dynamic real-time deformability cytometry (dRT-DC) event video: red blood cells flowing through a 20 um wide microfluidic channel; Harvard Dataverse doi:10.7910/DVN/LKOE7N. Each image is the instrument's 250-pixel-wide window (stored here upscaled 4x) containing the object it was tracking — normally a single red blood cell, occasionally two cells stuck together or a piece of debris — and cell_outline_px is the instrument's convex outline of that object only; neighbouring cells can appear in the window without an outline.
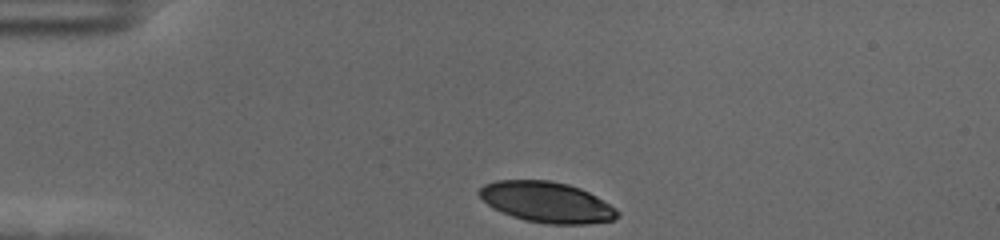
{"species": "human", "species_latin": "Homo sapiens", "temperature_condition": "cold", "stored_images_in_passage": 36, "camera_frame_rate_fps": 3000, "um_per_image_px": 0.085, "donor": {"sex": "female"}, "frame": {"image": 1, "passage_image": 1, "time_ms": 0.0, "image_size_px": [1000, 240], "cell_outline_px": [[620, 216], [612, 220], [588, 224], [548, 224], [524, 220], [512, 216], [492, 208], [476, 192], [484, 184], [496, 180], [548, 180], [568, 184], [580, 188], [596, 196], [616, 208], [620, 212]], "centroid_in_image_um": [46.48, 17.18], "position_along_channel_um": 38.5, "area_um2": 32.83}}
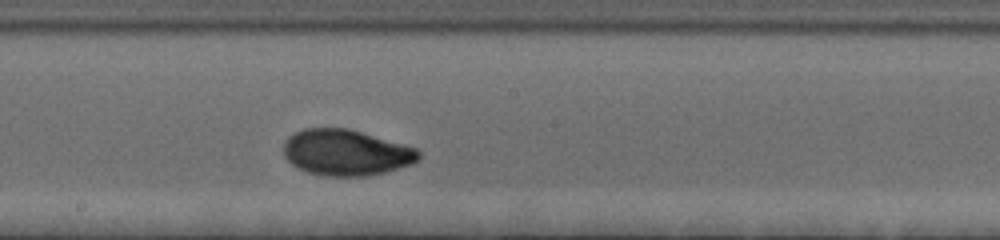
{"frame": {"image": 2, "passage_image": 20, "time_ms": 6.333, "image_size_px": [1000, 240], "cell_outline_px": [[420, 160], [412, 164], [384, 172], [368, 176], [324, 176], [308, 172], [296, 168], [284, 156], [284, 144], [288, 136], [304, 128], [348, 128], [404, 144], [416, 148], [420, 152]], "centroid_in_image_um": [29.42, 12.97], "position_along_channel_um": 218.8, "area_um2": 36.3}}
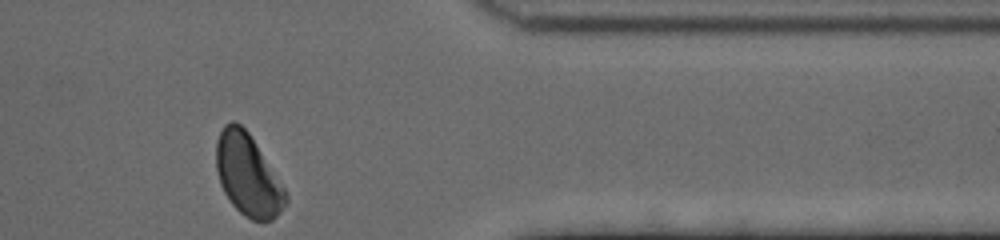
{"frame": {"image": 3, "passage_image": 36, "time_ms": 11.667, "image_size_px": [1000, 240], "cell_outline_px": [[288, 200], [280, 212], [272, 220], [252, 220], [244, 216], [232, 204], [224, 192], [220, 184], [216, 168], [216, 140], [224, 124], [232, 120], [240, 124], [248, 132], [284, 188], [288, 196]], "centroid_in_image_um": [21.04, 14.88], "position_along_channel_um": 390.4, "area_um2": 32.66}, "authors_computed_cell_mechanics": {"area_um2": 34.8534, "velocity_mm_per_s": 3.5082, "shape_relaxation_time_tau1_ms": 3.4406, "shape_relaxation_time_tau2_ms": 1.495, "deformation_change_tau1": 0.1583, "deformation_change_tau2": 0.051}}